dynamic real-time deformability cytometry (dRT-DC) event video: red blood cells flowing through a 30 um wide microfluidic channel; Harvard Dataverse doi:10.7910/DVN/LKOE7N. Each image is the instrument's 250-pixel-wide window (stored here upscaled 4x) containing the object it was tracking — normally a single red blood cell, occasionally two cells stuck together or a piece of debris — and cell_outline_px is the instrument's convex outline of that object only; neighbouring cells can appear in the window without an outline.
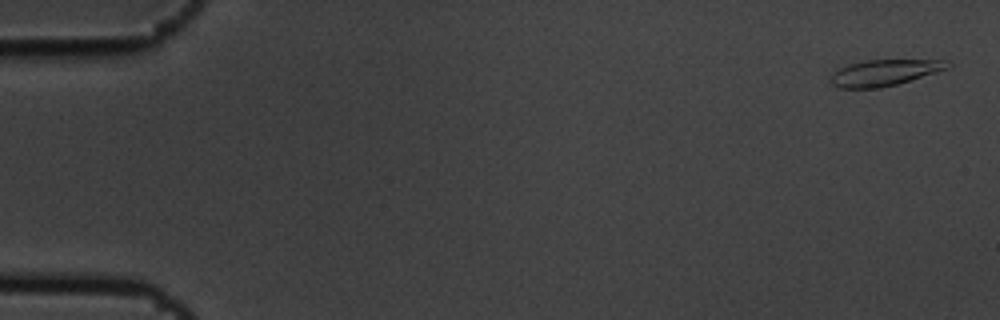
{"species": "common noctule bat (a hibernating species)", "species_latin": "Nyctalus noctula", "temperature_condition": "cold", "stored_images_in_passage": 9, "camera_frame_rate_fps": 3000, "um_per_image_px": 0.085, "animal": {"sex": "male", "body_mass_g": 19.5, "forearm_length_mm": 54.6}, "frame": {"image": 1, "passage_image": 1, "time_ms": 0.0, "image_size_px": [1000, 320], "cell_outline_px": [[952, 64], [948, 68], [936, 72], [896, 84], [880, 88], [840, 88], [832, 84], [828, 80], [840, 68], [848, 64], [864, 60], [944, 60]], "centroid_in_image_um": [75.15, 6.17], "position_along_channel_um": 9.8, "area_um2": 17.57}}
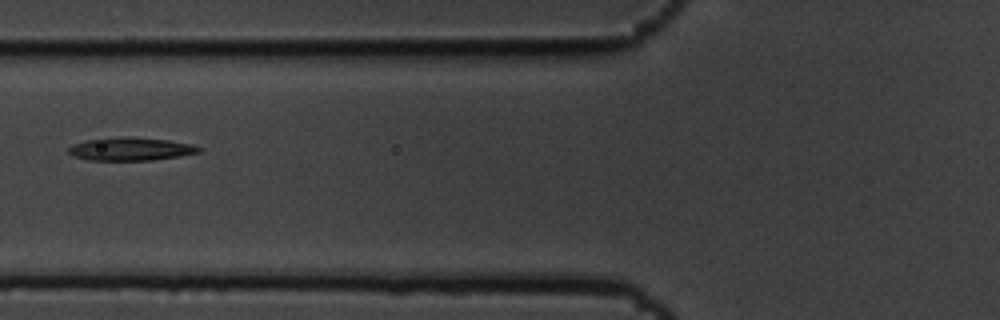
{"frame": {"image": 2, "passage_image": 6, "time_ms": 1.667, "image_size_px": [1000, 320], "cell_outline_px": [[200, 152], [180, 156], [152, 160], [88, 160], [72, 156], [68, 152], [68, 148], [72, 144], [84, 140], [124, 136], [132, 136], [168, 140], [192, 144], [200, 148]], "centroid_in_image_um": [11.07, 12.65], "position_along_channel_um": 114.7, "area_um2": 17.69}}
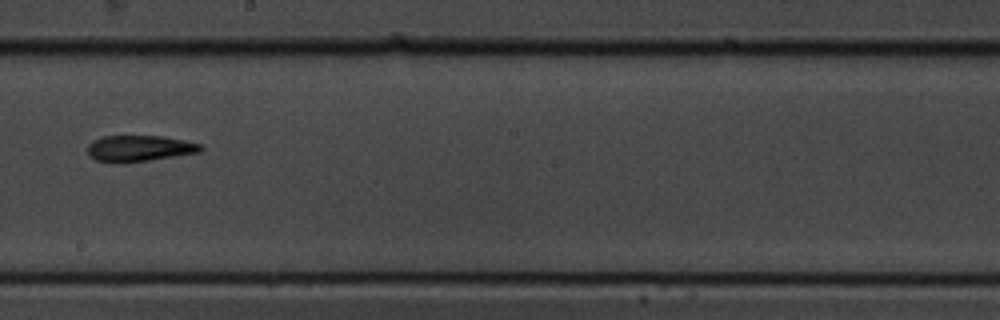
{"frame": {"image": 3, "passage_image": 9, "time_ms": 2.667, "image_size_px": [1000, 320], "cell_outline_px": [[204, 148], [200, 152], [148, 160], [96, 160], [88, 152], [88, 144], [92, 140], [104, 136], [164, 136], [204, 144]], "centroid_in_image_um": [11.94, 12.56], "position_along_channel_um": 236.3, "area_um2": 16.59}}